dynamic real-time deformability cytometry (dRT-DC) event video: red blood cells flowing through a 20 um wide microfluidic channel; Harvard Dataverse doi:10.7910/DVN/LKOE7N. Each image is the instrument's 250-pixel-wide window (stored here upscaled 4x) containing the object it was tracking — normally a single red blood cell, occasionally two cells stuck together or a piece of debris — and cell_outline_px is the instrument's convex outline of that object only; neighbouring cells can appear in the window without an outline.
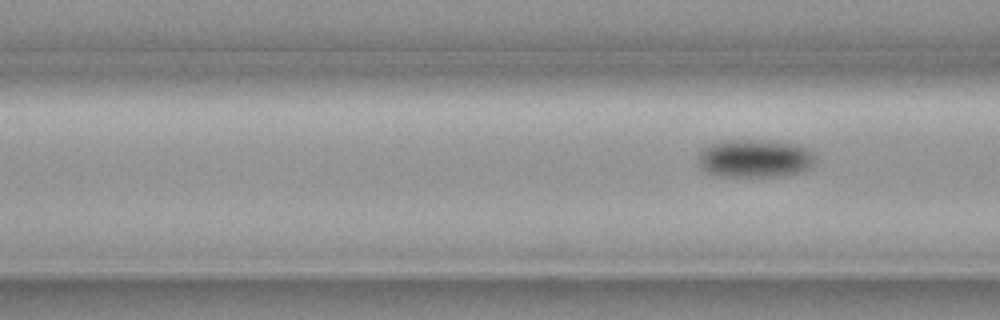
{"species": "common noctule bat (a hibernating species)", "species_latin": "Nyctalus noctula", "temperature_condition": "cold", "stored_images_in_passage": 6, "segment_of_instrument_passage": [2, 2], "camera_frame_rate_fps": 3000, "um_per_image_px": 0.085, "animal": {"sex": "female", "body_mass_g": 19.3, "forearm_length_mm": 54.1}, "frame": {"image": 1, "passage_image": 6, "time_ms": 1.667, "image_size_px": [1000, 320], "cell_outline_px": [[816, 160], [808, 168], [796, 172], [776, 176], [716, 176], [700, 168], [696, 156], [700, 148], [708, 144], [720, 140], [768, 140], [796, 144], [808, 148], [816, 156]], "centroid_in_image_um": [64.08, 13.44], "position_along_channel_um": 102.5, "area_um2": 26.36}}